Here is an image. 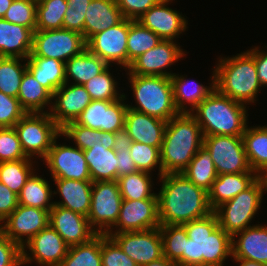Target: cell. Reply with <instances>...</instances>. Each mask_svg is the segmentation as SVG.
<instances>
[{
    "instance_id": "cell-1",
    "label": "cell",
    "mask_w": 267,
    "mask_h": 266,
    "mask_svg": "<svg viewBox=\"0 0 267 266\" xmlns=\"http://www.w3.org/2000/svg\"><path fill=\"white\" fill-rule=\"evenodd\" d=\"M159 180L160 225H183L213 212L208 192L188 180L183 173L163 174Z\"/></svg>"
},
{
    "instance_id": "cell-2",
    "label": "cell",
    "mask_w": 267,
    "mask_h": 266,
    "mask_svg": "<svg viewBox=\"0 0 267 266\" xmlns=\"http://www.w3.org/2000/svg\"><path fill=\"white\" fill-rule=\"evenodd\" d=\"M188 238L182 251V266H223L232 258V237L219 226L214 211L183 224Z\"/></svg>"
},
{
    "instance_id": "cell-3",
    "label": "cell",
    "mask_w": 267,
    "mask_h": 266,
    "mask_svg": "<svg viewBox=\"0 0 267 266\" xmlns=\"http://www.w3.org/2000/svg\"><path fill=\"white\" fill-rule=\"evenodd\" d=\"M200 125L190 113H179L166 125L160 160L162 175L182 173L203 146Z\"/></svg>"
},
{
    "instance_id": "cell-4",
    "label": "cell",
    "mask_w": 267,
    "mask_h": 266,
    "mask_svg": "<svg viewBox=\"0 0 267 266\" xmlns=\"http://www.w3.org/2000/svg\"><path fill=\"white\" fill-rule=\"evenodd\" d=\"M215 68L216 89L232 100L251 105L261 91L255 67V46L232 57H218Z\"/></svg>"
},
{
    "instance_id": "cell-5",
    "label": "cell",
    "mask_w": 267,
    "mask_h": 266,
    "mask_svg": "<svg viewBox=\"0 0 267 266\" xmlns=\"http://www.w3.org/2000/svg\"><path fill=\"white\" fill-rule=\"evenodd\" d=\"M246 107L215 88L190 114L200 125L203 136H242L249 120Z\"/></svg>"
},
{
    "instance_id": "cell-6",
    "label": "cell",
    "mask_w": 267,
    "mask_h": 266,
    "mask_svg": "<svg viewBox=\"0 0 267 266\" xmlns=\"http://www.w3.org/2000/svg\"><path fill=\"white\" fill-rule=\"evenodd\" d=\"M127 75L136 102L135 106L127 104L128 108L167 122L179 114L175 108L169 77Z\"/></svg>"
},
{
    "instance_id": "cell-7",
    "label": "cell",
    "mask_w": 267,
    "mask_h": 266,
    "mask_svg": "<svg viewBox=\"0 0 267 266\" xmlns=\"http://www.w3.org/2000/svg\"><path fill=\"white\" fill-rule=\"evenodd\" d=\"M265 192L262 180L258 178L245 191L218 206L214 213L217 216L219 226L231 237L251 227V221L258 214Z\"/></svg>"
},
{
    "instance_id": "cell-8",
    "label": "cell",
    "mask_w": 267,
    "mask_h": 266,
    "mask_svg": "<svg viewBox=\"0 0 267 266\" xmlns=\"http://www.w3.org/2000/svg\"><path fill=\"white\" fill-rule=\"evenodd\" d=\"M25 155L44 160L61 128L51 118L50 113H26L14 126ZM33 157V158H32Z\"/></svg>"
},
{
    "instance_id": "cell-9",
    "label": "cell",
    "mask_w": 267,
    "mask_h": 266,
    "mask_svg": "<svg viewBox=\"0 0 267 266\" xmlns=\"http://www.w3.org/2000/svg\"><path fill=\"white\" fill-rule=\"evenodd\" d=\"M86 41L82 34L67 30H35L33 48L29 57L53 58L66 63L85 49Z\"/></svg>"
},
{
    "instance_id": "cell-10",
    "label": "cell",
    "mask_w": 267,
    "mask_h": 266,
    "mask_svg": "<svg viewBox=\"0 0 267 266\" xmlns=\"http://www.w3.org/2000/svg\"><path fill=\"white\" fill-rule=\"evenodd\" d=\"M122 201L117 180L92 183L91 203L87 218L98 234H106L116 224Z\"/></svg>"
},
{
    "instance_id": "cell-11",
    "label": "cell",
    "mask_w": 267,
    "mask_h": 266,
    "mask_svg": "<svg viewBox=\"0 0 267 266\" xmlns=\"http://www.w3.org/2000/svg\"><path fill=\"white\" fill-rule=\"evenodd\" d=\"M203 146L210 153L218 175L255 172L249 164L242 136H204Z\"/></svg>"
},
{
    "instance_id": "cell-12",
    "label": "cell",
    "mask_w": 267,
    "mask_h": 266,
    "mask_svg": "<svg viewBox=\"0 0 267 266\" xmlns=\"http://www.w3.org/2000/svg\"><path fill=\"white\" fill-rule=\"evenodd\" d=\"M61 136L62 134L55 139L43 160L51 178L91 181L83 150L76 146L61 145L60 142L58 144L57 140Z\"/></svg>"
},
{
    "instance_id": "cell-13",
    "label": "cell",
    "mask_w": 267,
    "mask_h": 266,
    "mask_svg": "<svg viewBox=\"0 0 267 266\" xmlns=\"http://www.w3.org/2000/svg\"><path fill=\"white\" fill-rule=\"evenodd\" d=\"M129 19H123L117 25L93 35L87 42V49L100 57L109 66L117 64L125 71L128 69L127 39Z\"/></svg>"
},
{
    "instance_id": "cell-14",
    "label": "cell",
    "mask_w": 267,
    "mask_h": 266,
    "mask_svg": "<svg viewBox=\"0 0 267 266\" xmlns=\"http://www.w3.org/2000/svg\"><path fill=\"white\" fill-rule=\"evenodd\" d=\"M138 266H144L163 257V241L158 228L144 231L106 233Z\"/></svg>"
},
{
    "instance_id": "cell-15",
    "label": "cell",
    "mask_w": 267,
    "mask_h": 266,
    "mask_svg": "<svg viewBox=\"0 0 267 266\" xmlns=\"http://www.w3.org/2000/svg\"><path fill=\"white\" fill-rule=\"evenodd\" d=\"M68 249L62 237L48 225L22 247V265L34 262L39 266H59Z\"/></svg>"
},
{
    "instance_id": "cell-16",
    "label": "cell",
    "mask_w": 267,
    "mask_h": 266,
    "mask_svg": "<svg viewBox=\"0 0 267 266\" xmlns=\"http://www.w3.org/2000/svg\"><path fill=\"white\" fill-rule=\"evenodd\" d=\"M176 41L161 40L154 48L136 58L128 67L126 74L139 76L171 77L174 73L166 69L186 56V52ZM172 72V73H171Z\"/></svg>"
},
{
    "instance_id": "cell-17",
    "label": "cell",
    "mask_w": 267,
    "mask_h": 266,
    "mask_svg": "<svg viewBox=\"0 0 267 266\" xmlns=\"http://www.w3.org/2000/svg\"><path fill=\"white\" fill-rule=\"evenodd\" d=\"M49 214L47 210L18 204L17 208L0 223V231L22 248L49 225Z\"/></svg>"
},
{
    "instance_id": "cell-18",
    "label": "cell",
    "mask_w": 267,
    "mask_h": 266,
    "mask_svg": "<svg viewBox=\"0 0 267 266\" xmlns=\"http://www.w3.org/2000/svg\"><path fill=\"white\" fill-rule=\"evenodd\" d=\"M127 95L116 101L92 100L73 121L91 129L116 133L124 129Z\"/></svg>"
},
{
    "instance_id": "cell-19",
    "label": "cell",
    "mask_w": 267,
    "mask_h": 266,
    "mask_svg": "<svg viewBox=\"0 0 267 266\" xmlns=\"http://www.w3.org/2000/svg\"><path fill=\"white\" fill-rule=\"evenodd\" d=\"M159 226L158 198L123 199L118 220L107 233L144 231Z\"/></svg>"
},
{
    "instance_id": "cell-20",
    "label": "cell",
    "mask_w": 267,
    "mask_h": 266,
    "mask_svg": "<svg viewBox=\"0 0 267 266\" xmlns=\"http://www.w3.org/2000/svg\"><path fill=\"white\" fill-rule=\"evenodd\" d=\"M172 1L160 0L139 17L137 21L158 35L162 40L176 41V38H179V35L187 30L188 20L182 15V12L180 13L168 7Z\"/></svg>"
},
{
    "instance_id": "cell-21",
    "label": "cell",
    "mask_w": 267,
    "mask_h": 266,
    "mask_svg": "<svg viewBox=\"0 0 267 266\" xmlns=\"http://www.w3.org/2000/svg\"><path fill=\"white\" fill-rule=\"evenodd\" d=\"M49 225L69 247L86 243L98 234L86 216L58 205H54L50 210Z\"/></svg>"
},
{
    "instance_id": "cell-22",
    "label": "cell",
    "mask_w": 267,
    "mask_h": 266,
    "mask_svg": "<svg viewBox=\"0 0 267 266\" xmlns=\"http://www.w3.org/2000/svg\"><path fill=\"white\" fill-rule=\"evenodd\" d=\"M52 101L50 116L62 128L66 123L74 121L91 103L92 98L83 85L69 82L54 92Z\"/></svg>"
},
{
    "instance_id": "cell-23",
    "label": "cell",
    "mask_w": 267,
    "mask_h": 266,
    "mask_svg": "<svg viewBox=\"0 0 267 266\" xmlns=\"http://www.w3.org/2000/svg\"><path fill=\"white\" fill-rule=\"evenodd\" d=\"M232 258L267 265V226L256 224L235 234L232 237Z\"/></svg>"
},
{
    "instance_id": "cell-24",
    "label": "cell",
    "mask_w": 267,
    "mask_h": 266,
    "mask_svg": "<svg viewBox=\"0 0 267 266\" xmlns=\"http://www.w3.org/2000/svg\"><path fill=\"white\" fill-rule=\"evenodd\" d=\"M167 121L127 108L124 128L132 141L161 149Z\"/></svg>"
},
{
    "instance_id": "cell-25",
    "label": "cell",
    "mask_w": 267,
    "mask_h": 266,
    "mask_svg": "<svg viewBox=\"0 0 267 266\" xmlns=\"http://www.w3.org/2000/svg\"><path fill=\"white\" fill-rule=\"evenodd\" d=\"M210 77L211 83L205 86L196 80H190L187 75L174 73L170 79L173 87V100L175 108L179 113H191L205 98H207L216 88L215 86V68ZM187 78V79H186ZM193 81V82H192ZM188 104V105H187ZM190 105V106H189ZM189 106V107H187Z\"/></svg>"
},
{
    "instance_id": "cell-26",
    "label": "cell",
    "mask_w": 267,
    "mask_h": 266,
    "mask_svg": "<svg viewBox=\"0 0 267 266\" xmlns=\"http://www.w3.org/2000/svg\"><path fill=\"white\" fill-rule=\"evenodd\" d=\"M57 186L53 194H59L61 201H53L54 205L88 216L91 203L92 181L52 178Z\"/></svg>"
},
{
    "instance_id": "cell-27",
    "label": "cell",
    "mask_w": 267,
    "mask_h": 266,
    "mask_svg": "<svg viewBox=\"0 0 267 266\" xmlns=\"http://www.w3.org/2000/svg\"><path fill=\"white\" fill-rule=\"evenodd\" d=\"M33 31L0 18V57L28 59L33 48Z\"/></svg>"
},
{
    "instance_id": "cell-28",
    "label": "cell",
    "mask_w": 267,
    "mask_h": 266,
    "mask_svg": "<svg viewBox=\"0 0 267 266\" xmlns=\"http://www.w3.org/2000/svg\"><path fill=\"white\" fill-rule=\"evenodd\" d=\"M259 175L256 172L227 173L218 175L208 191V201L214 211L221 204L249 188Z\"/></svg>"
},
{
    "instance_id": "cell-29",
    "label": "cell",
    "mask_w": 267,
    "mask_h": 266,
    "mask_svg": "<svg viewBox=\"0 0 267 266\" xmlns=\"http://www.w3.org/2000/svg\"><path fill=\"white\" fill-rule=\"evenodd\" d=\"M123 19L116 0H91L85 14V41L96 33L117 25Z\"/></svg>"
},
{
    "instance_id": "cell-30",
    "label": "cell",
    "mask_w": 267,
    "mask_h": 266,
    "mask_svg": "<svg viewBox=\"0 0 267 266\" xmlns=\"http://www.w3.org/2000/svg\"><path fill=\"white\" fill-rule=\"evenodd\" d=\"M52 97L53 95L26 70L22 76L17 97L21 107L27 113H49L52 107Z\"/></svg>"
},
{
    "instance_id": "cell-31",
    "label": "cell",
    "mask_w": 267,
    "mask_h": 266,
    "mask_svg": "<svg viewBox=\"0 0 267 266\" xmlns=\"http://www.w3.org/2000/svg\"><path fill=\"white\" fill-rule=\"evenodd\" d=\"M26 61L27 70L52 95L66 83L64 62L42 57H29Z\"/></svg>"
},
{
    "instance_id": "cell-32",
    "label": "cell",
    "mask_w": 267,
    "mask_h": 266,
    "mask_svg": "<svg viewBox=\"0 0 267 266\" xmlns=\"http://www.w3.org/2000/svg\"><path fill=\"white\" fill-rule=\"evenodd\" d=\"M108 66L104 60L86 48L81 54L72 57L65 63L66 83L72 80L71 84L83 85Z\"/></svg>"
},
{
    "instance_id": "cell-33",
    "label": "cell",
    "mask_w": 267,
    "mask_h": 266,
    "mask_svg": "<svg viewBox=\"0 0 267 266\" xmlns=\"http://www.w3.org/2000/svg\"><path fill=\"white\" fill-rule=\"evenodd\" d=\"M83 152L92 182L117 180V157L113 149L98 145Z\"/></svg>"
},
{
    "instance_id": "cell-34",
    "label": "cell",
    "mask_w": 267,
    "mask_h": 266,
    "mask_svg": "<svg viewBox=\"0 0 267 266\" xmlns=\"http://www.w3.org/2000/svg\"><path fill=\"white\" fill-rule=\"evenodd\" d=\"M35 173L34 171L30 175L18 194V204L36 207L50 212L54 206L52 198L55 196L49 184L50 181H47L44 177L42 178V175Z\"/></svg>"
},
{
    "instance_id": "cell-35",
    "label": "cell",
    "mask_w": 267,
    "mask_h": 266,
    "mask_svg": "<svg viewBox=\"0 0 267 266\" xmlns=\"http://www.w3.org/2000/svg\"><path fill=\"white\" fill-rule=\"evenodd\" d=\"M61 134L65 139H71L72 143L74 141L75 146L83 151L98 145L106 149H113L114 146L115 133L91 129L73 121L61 128Z\"/></svg>"
},
{
    "instance_id": "cell-36",
    "label": "cell",
    "mask_w": 267,
    "mask_h": 266,
    "mask_svg": "<svg viewBox=\"0 0 267 266\" xmlns=\"http://www.w3.org/2000/svg\"><path fill=\"white\" fill-rule=\"evenodd\" d=\"M242 138L249 164L259 175L267 168V125H247Z\"/></svg>"
},
{
    "instance_id": "cell-37",
    "label": "cell",
    "mask_w": 267,
    "mask_h": 266,
    "mask_svg": "<svg viewBox=\"0 0 267 266\" xmlns=\"http://www.w3.org/2000/svg\"><path fill=\"white\" fill-rule=\"evenodd\" d=\"M182 173L188 180L207 192L218 176L211 155L204 146L199 149Z\"/></svg>"
},
{
    "instance_id": "cell-38",
    "label": "cell",
    "mask_w": 267,
    "mask_h": 266,
    "mask_svg": "<svg viewBox=\"0 0 267 266\" xmlns=\"http://www.w3.org/2000/svg\"><path fill=\"white\" fill-rule=\"evenodd\" d=\"M152 176L151 173L137 170L118 177L117 182L122 198L126 200L158 198L157 193L153 191Z\"/></svg>"
},
{
    "instance_id": "cell-39",
    "label": "cell",
    "mask_w": 267,
    "mask_h": 266,
    "mask_svg": "<svg viewBox=\"0 0 267 266\" xmlns=\"http://www.w3.org/2000/svg\"><path fill=\"white\" fill-rule=\"evenodd\" d=\"M162 39L137 20L129 19L127 39L128 67L143 53L154 48Z\"/></svg>"
},
{
    "instance_id": "cell-40",
    "label": "cell",
    "mask_w": 267,
    "mask_h": 266,
    "mask_svg": "<svg viewBox=\"0 0 267 266\" xmlns=\"http://www.w3.org/2000/svg\"><path fill=\"white\" fill-rule=\"evenodd\" d=\"M36 159L26 158L17 161L0 163V182L5 184L12 192L19 194L26 180L37 169ZM34 163V164H33ZM35 166V168H34Z\"/></svg>"
},
{
    "instance_id": "cell-41",
    "label": "cell",
    "mask_w": 267,
    "mask_h": 266,
    "mask_svg": "<svg viewBox=\"0 0 267 266\" xmlns=\"http://www.w3.org/2000/svg\"><path fill=\"white\" fill-rule=\"evenodd\" d=\"M59 266H102L101 234L86 243L69 247Z\"/></svg>"
},
{
    "instance_id": "cell-42",
    "label": "cell",
    "mask_w": 267,
    "mask_h": 266,
    "mask_svg": "<svg viewBox=\"0 0 267 266\" xmlns=\"http://www.w3.org/2000/svg\"><path fill=\"white\" fill-rule=\"evenodd\" d=\"M26 70V59L0 57V92L17 98L21 79Z\"/></svg>"
},
{
    "instance_id": "cell-43",
    "label": "cell",
    "mask_w": 267,
    "mask_h": 266,
    "mask_svg": "<svg viewBox=\"0 0 267 266\" xmlns=\"http://www.w3.org/2000/svg\"><path fill=\"white\" fill-rule=\"evenodd\" d=\"M67 0H37L36 30L63 29Z\"/></svg>"
},
{
    "instance_id": "cell-44",
    "label": "cell",
    "mask_w": 267,
    "mask_h": 266,
    "mask_svg": "<svg viewBox=\"0 0 267 266\" xmlns=\"http://www.w3.org/2000/svg\"><path fill=\"white\" fill-rule=\"evenodd\" d=\"M159 230L163 241V256L177 266H182V251L187 231L183 225H160Z\"/></svg>"
},
{
    "instance_id": "cell-45",
    "label": "cell",
    "mask_w": 267,
    "mask_h": 266,
    "mask_svg": "<svg viewBox=\"0 0 267 266\" xmlns=\"http://www.w3.org/2000/svg\"><path fill=\"white\" fill-rule=\"evenodd\" d=\"M109 67L83 84L92 100L116 101L124 96V93L118 91L120 87Z\"/></svg>"
},
{
    "instance_id": "cell-46",
    "label": "cell",
    "mask_w": 267,
    "mask_h": 266,
    "mask_svg": "<svg viewBox=\"0 0 267 266\" xmlns=\"http://www.w3.org/2000/svg\"><path fill=\"white\" fill-rule=\"evenodd\" d=\"M130 155L137 170L153 174L154 168H158V178L162 175L160 150L157 147L133 141Z\"/></svg>"
},
{
    "instance_id": "cell-47",
    "label": "cell",
    "mask_w": 267,
    "mask_h": 266,
    "mask_svg": "<svg viewBox=\"0 0 267 266\" xmlns=\"http://www.w3.org/2000/svg\"><path fill=\"white\" fill-rule=\"evenodd\" d=\"M37 0H13L3 19L36 30Z\"/></svg>"
},
{
    "instance_id": "cell-48",
    "label": "cell",
    "mask_w": 267,
    "mask_h": 266,
    "mask_svg": "<svg viewBox=\"0 0 267 266\" xmlns=\"http://www.w3.org/2000/svg\"><path fill=\"white\" fill-rule=\"evenodd\" d=\"M28 158L14 127L0 128V163Z\"/></svg>"
},
{
    "instance_id": "cell-49",
    "label": "cell",
    "mask_w": 267,
    "mask_h": 266,
    "mask_svg": "<svg viewBox=\"0 0 267 266\" xmlns=\"http://www.w3.org/2000/svg\"><path fill=\"white\" fill-rule=\"evenodd\" d=\"M101 259L102 266H138L117 242L106 234H101Z\"/></svg>"
},
{
    "instance_id": "cell-50",
    "label": "cell",
    "mask_w": 267,
    "mask_h": 266,
    "mask_svg": "<svg viewBox=\"0 0 267 266\" xmlns=\"http://www.w3.org/2000/svg\"><path fill=\"white\" fill-rule=\"evenodd\" d=\"M91 0H67L63 29L76 31L84 37L85 14Z\"/></svg>"
},
{
    "instance_id": "cell-51",
    "label": "cell",
    "mask_w": 267,
    "mask_h": 266,
    "mask_svg": "<svg viewBox=\"0 0 267 266\" xmlns=\"http://www.w3.org/2000/svg\"><path fill=\"white\" fill-rule=\"evenodd\" d=\"M26 113L18 98L0 92V128L14 127Z\"/></svg>"
},
{
    "instance_id": "cell-52",
    "label": "cell",
    "mask_w": 267,
    "mask_h": 266,
    "mask_svg": "<svg viewBox=\"0 0 267 266\" xmlns=\"http://www.w3.org/2000/svg\"><path fill=\"white\" fill-rule=\"evenodd\" d=\"M0 266H22V248L0 231Z\"/></svg>"
},
{
    "instance_id": "cell-53",
    "label": "cell",
    "mask_w": 267,
    "mask_h": 266,
    "mask_svg": "<svg viewBox=\"0 0 267 266\" xmlns=\"http://www.w3.org/2000/svg\"><path fill=\"white\" fill-rule=\"evenodd\" d=\"M160 0H116L125 19L137 20Z\"/></svg>"
},
{
    "instance_id": "cell-54",
    "label": "cell",
    "mask_w": 267,
    "mask_h": 266,
    "mask_svg": "<svg viewBox=\"0 0 267 266\" xmlns=\"http://www.w3.org/2000/svg\"><path fill=\"white\" fill-rule=\"evenodd\" d=\"M18 206V195L0 182V223Z\"/></svg>"
},
{
    "instance_id": "cell-55",
    "label": "cell",
    "mask_w": 267,
    "mask_h": 266,
    "mask_svg": "<svg viewBox=\"0 0 267 266\" xmlns=\"http://www.w3.org/2000/svg\"><path fill=\"white\" fill-rule=\"evenodd\" d=\"M117 157V178L137 171L130 150L116 152Z\"/></svg>"
},
{
    "instance_id": "cell-56",
    "label": "cell",
    "mask_w": 267,
    "mask_h": 266,
    "mask_svg": "<svg viewBox=\"0 0 267 266\" xmlns=\"http://www.w3.org/2000/svg\"><path fill=\"white\" fill-rule=\"evenodd\" d=\"M267 48V46H265ZM261 47L255 46V67L260 85L267 86V50L260 49Z\"/></svg>"
},
{
    "instance_id": "cell-57",
    "label": "cell",
    "mask_w": 267,
    "mask_h": 266,
    "mask_svg": "<svg viewBox=\"0 0 267 266\" xmlns=\"http://www.w3.org/2000/svg\"><path fill=\"white\" fill-rule=\"evenodd\" d=\"M132 142H133L132 139L130 138L128 132L124 128L115 133L113 150L115 152L130 150Z\"/></svg>"
},
{
    "instance_id": "cell-58",
    "label": "cell",
    "mask_w": 267,
    "mask_h": 266,
    "mask_svg": "<svg viewBox=\"0 0 267 266\" xmlns=\"http://www.w3.org/2000/svg\"><path fill=\"white\" fill-rule=\"evenodd\" d=\"M144 266H177L174 262L169 261L165 256L158 260L152 261L151 263Z\"/></svg>"
},
{
    "instance_id": "cell-59",
    "label": "cell",
    "mask_w": 267,
    "mask_h": 266,
    "mask_svg": "<svg viewBox=\"0 0 267 266\" xmlns=\"http://www.w3.org/2000/svg\"><path fill=\"white\" fill-rule=\"evenodd\" d=\"M235 261L237 264L239 263V266H267L262 263L254 262V261H249L245 259H232Z\"/></svg>"
},
{
    "instance_id": "cell-60",
    "label": "cell",
    "mask_w": 267,
    "mask_h": 266,
    "mask_svg": "<svg viewBox=\"0 0 267 266\" xmlns=\"http://www.w3.org/2000/svg\"><path fill=\"white\" fill-rule=\"evenodd\" d=\"M13 0H0V18H3Z\"/></svg>"
},
{
    "instance_id": "cell-61",
    "label": "cell",
    "mask_w": 267,
    "mask_h": 266,
    "mask_svg": "<svg viewBox=\"0 0 267 266\" xmlns=\"http://www.w3.org/2000/svg\"><path fill=\"white\" fill-rule=\"evenodd\" d=\"M259 178L262 180L265 191L267 192V168L259 174Z\"/></svg>"
}]
</instances>
